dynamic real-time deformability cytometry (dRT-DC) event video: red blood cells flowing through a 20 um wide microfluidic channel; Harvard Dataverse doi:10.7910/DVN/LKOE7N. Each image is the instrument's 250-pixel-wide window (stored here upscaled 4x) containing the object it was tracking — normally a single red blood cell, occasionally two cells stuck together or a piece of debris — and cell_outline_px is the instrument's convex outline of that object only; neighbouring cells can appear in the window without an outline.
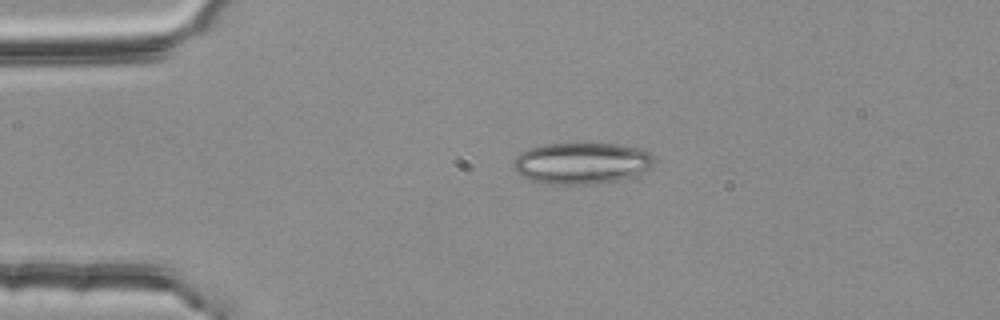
{"species": "common noctule bat (a hibernating species)", "species_latin": "Nyctalus noctula", "temperature_condition": "room temperature", "stored_images_in_passage": 29, "camera_frame_rate_fps": 3000, "um_per_image_px": 0.085, "animal": {"sex": "female", "body_mass_g": 25.1}, "frame": {"image": 1, "passage_image": 1, "time_ms": 0.0, "image_size_px": [1000, 320], "cell_outline_px": [[656, 160], [648, 168], [636, 176], [596, 184], [548, 184], [532, 180], [520, 176], [516, 172], [516, 156], [520, 152], [528, 148], [544, 144], [616, 144], [636, 148], [652, 152], [656, 156]], "centroid_in_image_um": [49.47, 13.87], "position_along_channel_um": 35.5, "area_um2": 33.93}}
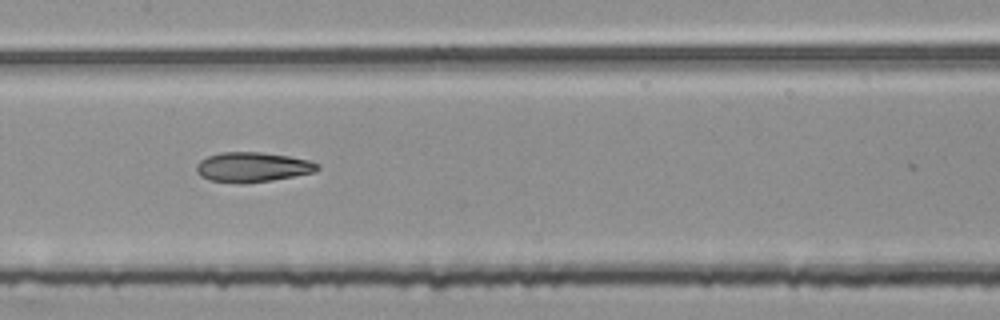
{"frame": {"image": 2, "passage_image": 16, "time_ms": 5.0, "image_size_px": [1000, 320], "cell_outline_px": [[320, 168], [312, 172], [292, 176], [268, 180], [212, 180], [200, 176], [196, 172], [196, 164], [200, 160], [208, 156], [220, 152], [260, 152], [288, 156], [308, 160], [320, 164]], "centroid_in_image_um": [21.46, 14.14], "position_along_channel_um": 185.9, "area_um2": 20.0}}
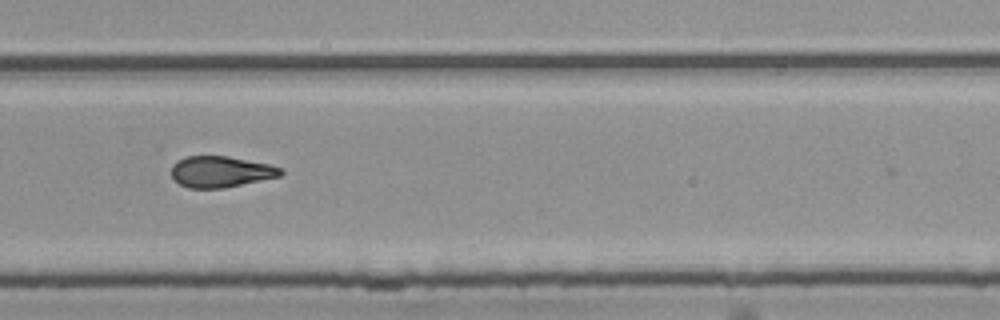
{"frame": {"image": 3, "passage_image": 26, "time_ms": 8.333, "image_size_px": [1000, 320], "cell_outline_px": [[284, 172], [280, 176], [224, 188], [188, 188], [180, 184], [172, 176], [172, 164], [176, 160], [184, 156], [228, 156], [268, 164], [284, 168]], "centroid_in_image_um": [18.76, 14.59], "position_along_channel_um": 311.0, "area_um2": 19.88}}